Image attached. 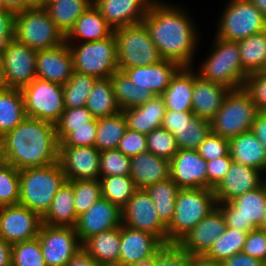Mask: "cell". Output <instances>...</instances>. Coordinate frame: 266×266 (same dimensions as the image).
<instances>
[{
    "instance_id": "6da1fadb",
    "label": "cell",
    "mask_w": 266,
    "mask_h": 266,
    "mask_svg": "<svg viewBox=\"0 0 266 266\" xmlns=\"http://www.w3.org/2000/svg\"><path fill=\"white\" fill-rule=\"evenodd\" d=\"M163 1L155 0L142 22L162 59L173 61L181 67H193L200 42L199 30L189 12Z\"/></svg>"
},
{
    "instance_id": "7a4b0ae2",
    "label": "cell",
    "mask_w": 266,
    "mask_h": 266,
    "mask_svg": "<svg viewBox=\"0 0 266 266\" xmlns=\"http://www.w3.org/2000/svg\"><path fill=\"white\" fill-rule=\"evenodd\" d=\"M55 124L26 117L0 138V159L19 171L58 162Z\"/></svg>"
},
{
    "instance_id": "3957f363",
    "label": "cell",
    "mask_w": 266,
    "mask_h": 266,
    "mask_svg": "<svg viewBox=\"0 0 266 266\" xmlns=\"http://www.w3.org/2000/svg\"><path fill=\"white\" fill-rule=\"evenodd\" d=\"M20 196L18 204L38 213L41 217L65 183L66 178L60 162L19 171Z\"/></svg>"
},
{
    "instance_id": "277c9868",
    "label": "cell",
    "mask_w": 266,
    "mask_h": 266,
    "mask_svg": "<svg viewBox=\"0 0 266 266\" xmlns=\"http://www.w3.org/2000/svg\"><path fill=\"white\" fill-rule=\"evenodd\" d=\"M215 208L217 202L213 189H180L175 200L173 219L167 226V245L177 244Z\"/></svg>"
},
{
    "instance_id": "5b68a950",
    "label": "cell",
    "mask_w": 266,
    "mask_h": 266,
    "mask_svg": "<svg viewBox=\"0 0 266 266\" xmlns=\"http://www.w3.org/2000/svg\"><path fill=\"white\" fill-rule=\"evenodd\" d=\"M213 42L209 57L203 61L197 74L231 90L243 88L247 75L242 67L238 42L216 36Z\"/></svg>"
},
{
    "instance_id": "8992f818",
    "label": "cell",
    "mask_w": 266,
    "mask_h": 266,
    "mask_svg": "<svg viewBox=\"0 0 266 266\" xmlns=\"http://www.w3.org/2000/svg\"><path fill=\"white\" fill-rule=\"evenodd\" d=\"M113 34L118 70L153 65L163 60L143 22L117 28Z\"/></svg>"
},
{
    "instance_id": "52a82bcc",
    "label": "cell",
    "mask_w": 266,
    "mask_h": 266,
    "mask_svg": "<svg viewBox=\"0 0 266 266\" xmlns=\"http://www.w3.org/2000/svg\"><path fill=\"white\" fill-rule=\"evenodd\" d=\"M14 38L34 51L55 48L66 36L44 8H30L15 14Z\"/></svg>"
},
{
    "instance_id": "ba28073f",
    "label": "cell",
    "mask_w": 266,
    "mask_h": 266,
    "mask_svg": "<svg viewBox=\"0 0 266 266\" xmlns=\"http://www.w3.org/2000/svg\"><path fill=\"white\" fill-rule=\"evenodd\" d=\"M259 110L243 89L230 90L222 106L210 121L211 132L226 139L251 131Z\"/></svg>"
},
{
    "instance_id": "9c48e42d",
    "label": "cell",
    "mask_w": 266,
    "mask_h": 266,
    "mask_svg": "<svg viewBox=\"0 0 266 266\" xmlns=\"http://www.w3.org/2000/svg\"><path fill=\"white\" fill-rule=\"evenodd\" d=\"M67 44L73 56V71L104 79L118 70L114 34L103 40Z\"/></svg>"
},
{
    "instance_id": "30bf717a",
    "label": "cell",
    "mask_w": 266,
    "mask_h": 266,
    "mask_svg": "<svg viewBox=\"0 0 266 266\" xmlns=\"http://www.w3.org/2000/svg\"><path fill=\"white\" fill-rule=\"evenodd\" d=\"M217 23L215 36L227 41L266 31V17L248 0H228Z\"/></svg>"
},
{
    "instance_id": "8fae6325",
    "label": "cell",
    "mask_w": 266,
    "mask_h": 266,
    "mask_svg": "<svg viewBox=\"0 0 266 266\" xmlns=\"http://www.w3.org/2000/svg\"><path fill=\"white\" fill-rule=\"evenodd\" d=\"M21 91L29 118L55 124L65 110L63 85L35 78Z\"/></svg>"
},
{
    "instance_id": "7c38bea8",
    "label": "cell",
    "mask_w": 266,
    "mask_h": 266,
    "mask_svg": "<svg viewBox=\"0 0 266 266\" xmlns=\"http://www.w3.org/2000/svg\"><path fill=\"white\" fill-rule=\"evenodd\" d=\"M226 227L250 232L258 228L266 208V192L264 187L253 189L237 196L226 203H218Z\"/></svg>"
},
{
    "instance_id": "4fadbf2b",
    "label": "cell",
    "mask_w": 266,
    "mask_h": 266,
    "mask_svg": "<svg viewBox=\"0 0 266 266\" xmlns=\"http://www.w3.org/2000/svg\"><path fill=\"white\" fill-rule=\"evenodd\" d=\"M37 51L10 40L0 51L3 87L22 89L36 78Z\"/></svg>"
},
{
    "instance_id": "5bb4252c",
    "label": "cell",
    "mask_w": 266,
    "mask_h": 266,
    "mask_svg": "<svg viewBox=\"0 0 266 266\" xmlns=\"http://www.w3.org/2000/svg\"><path fill=\"white\" fill-rule=\"evenodd\" d=\"M37 238L46 266H65L82 247L75 227L71 226H50L42 223Z\"/></svg>"
},
{
    "instance_id": "9a60e30c",
    "label": "cell",
    "mask_w": 266,
    "mask_h": 266,
    "mask_svg": "<svg viewBox=\"0 0 266 266\" xmlns=\"http://www.w3.org/2000/svg\"><path fill=\"white\" fill-rule=\"evenodd\" d=\"M122 225L151 233L167 245V226L160 220L146 189H137L122 208Z\"/></svg>"
},
{
    "instance_id": "2e32d148",
    "label": "cell",
    "mask_w": 266,
    "mask_h": 266,
    "mask_svg": "<svg viewBox=\"0 0 266 266\" xmlns=\"http://www.w3.org/2000/svg\"><path fill=\"white\" fill-rule=\"evenodd\" d=\"M42 217L22 205L0 207V237L9 244L37 238Z\"/></svg>"
},
{
    "instance_id": "e0dca14e",
    "label": "cell",
    "mask_w": 266,
    "mask_h": 266,
    "mask_svg": "<svg viewBox=\"0 0 266 266\" xmlns=\"http://www.w3.org/2000/svg\"><path fill=\"white\" fill-rule=\"evenodd\" d=\"M165 244L151 233L120 226L121 266H147Z\"/></svg>"
},
{
    "instance_id": "ac0fdd59",
    "label": "cell",
    "mask_w": 266,
    "mask_h": 266,
    "mask_svg": "<svg viewBox=\"0 0 266 266\" xmlns=\"http://www.w3.org/2000/svg\"><path fill=\"white\" fill-rule=\"evenodd\" d=\"M58 161L67 181L100 178V151L94 146L59 147Z\"/></svg>"
},
{
    "instance_id": "d6986e66",
    "label": "cell",
    "mask_w": 266,
    "mask_h": 266,
    "mask_svg": "<svg viewBox=\"0 0 266 266\" xmlns=\"http://www.w3.org/2000/svg\"><path fill=\"white\" fill-rule=\"evenodd\" d=\"M121 225L122 209L102 197L89 210L78 216L75 230L83 244L88 238Z\"/></svg>"
},
{
    "instance_id": "ffe728a7",
    "label": "cell",
    "mask_w": 266,
    "mask_h": 266,
    "mask_svg": "<svg viewBox=\"0 0 266 266\" xmlns=\"http://www.w3.org/2000/svg\"><path fill=\"white\" fill-rule=\"evenodd\" d=\"M170 177L180 189H207V162L197 150L179 149L170 161Z\"/></svg>"
},
{
    "instance_id": "44dd1931",
    "label": "cell",
    "mask_w": 266,
    "mask_h": 266,
    "mask_svg": "<svg viewBox=\"0 0 266 266\" xmlns=\"http://www.w3.org/2000/svg\"><path fill=\"white\" fill-rule=\"evenodd\" d=\"M226 228L222 212L215 208L189 231L177 245L191 255L205 254Z\"/></svg>"
},
{
    "instance_id": "7402d4cb",
    "label": "cell",
    "mask_w": 266,
    "mask_h": 266,
    "mask_svg": "<svg viewBox=\"0 0 266 266\" xmlns=\"http://www.w3.org/2000/svg\"><path fill=\"white\" fill-rule=\"evenodd\" d=\"M73 72V56L65 42L55 48L37 51L36 78L64 85Z\"/></svg>"
},
{
    "instance_id": "603a6c76",
    "label": "cell",
    "mask_w": 266,
    "mask_h": 266,
    "mask_svg": "<svg viewBox=\"0 0 266 266\" xmlns=\"http://www.w3.org/2000/svg\"><path fill=\"white\" fill-rule=\"evenodd\" d=\"M263 172L232 161L228 173L214 189L216 202L226 203L262 185Z\"/></svg>"
},
{
    "instance_id": "cb8c5ba5",
    "label": "cell",
    "mask_w": 266,
    "mask_h": 266,
    "mask_svg": "<svg viewBox=\"0 0 266 266\" xmlns=\"http://www.w3.org/2000/svg\"><path fill=\"white\" fill-rule=\"evenodd\" d=\"M155 0H93L102 17L115 30L141 23Z\"/></svg>"
},
{
    "instance_id": "d4e9b609",
    "label": "cell",
    "mask_w": 266,
    "mask_h": 266,
    "mask_svg": "<svg viewBox=\"0 0 266 266\" xmlns=\"http://www.w3.org/2000/svg\"><path fill=\"white\" fill-rule=\"evenodd\" d=\"M181 68L179 64L163 59L153 65L127 68L124 72L138 87L150 90L153 95H161Z\"/></svg>"
},
{
    "instance_id": "484cf974",
    "label": "cell",
    "mask_w": 266,
    "mask_h": 266,
    "mask_svg": "<svg viewBox=\"0 0 266 266\" xmlns=\"http://www.w3.org/2000/svg\"><path fill=\"white\" fill-rule=\"evenodd\" d=\"M231 89L201 78L195 69L192 110L195 116L211 121Z\"/></svg>"
},
{
    "instance_id": "4316f807",
    "label": "cell",
    "mask_w": 266,
    "mask_h": 266,
    "mask_svg": "<svg viewBox=\"0 0 266 266\" xmlns=\"http://www.w3.org/2000/svg\"><path fill=\"white\" fill-rule=\"evenodd\" d=\"M170 161L149 151L131 157L130 177L137 189H146L170 177Z\"/></svg>"
},
{
    "instance_id": "83f0119b",
    "label": "cell",
    "mask_w": 266,
    "mask_h": 266,
    "mask_svg": "<svg viewBox=\"0 0 266 266\" xmlns=\"http://www.w3.org/2000/svg\"><path fill=\"white\" fill-rule=\"evenodd\" d=\"M166 107L161 95H154L145 104L122 110L127 128L142 134H149L162 127Z\"/></svg>"
},
{
    "instance_id": "f1b7e54d",
    "label": "cell",
    "mask_w": 266,
    "mask_h": 266,
    "mask_svg": "<svg viewBox=\"0 0 266 266\" xmlns=\"http://www.w3.org/2000/svg\"><path fill=\"white\" fill-rule=\"evenodd\" d=\"M114 29L102 17L100 11L92 4L77 19L74 27L66 35V43L90 42L110 37Z\"/></svg>"
},
{
    "instance_id": "f546056e",
    "label": "cell",
    "mask_w": 266,
    "mask_h": 266,
    "mask_svg": "<svg viewBox=\"0 0 266 266\" xmlns=\"http://www.w3.org/2000/svg\"><path fill=\"white\" fill-rule=\"evenodd\" d=\"M229 148L234 162L266 174V150L252 131L230 138Z\"/></svg>"
},
{
    "instance_id": "4dcf8cb0",
    "label": "cell",
    "mask_w": 266,
    "mask_h": 266,
    "mask_svg": "<svg viewBox=\"0 0 266 266\" xmlns=\"http://www.w3.org/2000/svg\"><path fill=\"white\" fill-rule=\"evenodd\" d=\"M194 67H182L161 94L166 110L193 111Z\"/></svg>"
},
{
    "instance_id": "1f68e13d",
    "label": "cell",
    "mask_w": 266,
    "mask_h": 266,
    "mask_svg": "<svg viewBox=\"0 0 266 266\" xmlns=\"http://www.w3.org/2000/svg\"><path fill=\"white\" fill-rule=\"evenodd\" d=\"M82 248L104 266L119 265L120 227L107 230L88 238Z\"/></svg>"
},
{
    "instance_id": "d6a6232c",
    "label": "cell",
    "mask_w": 266,
    "mask_h": 266,
    "mask_svg": "<svg viewBox=\"0 0 266 266\" xmlns=\"http://www.w3.org/2000/svg\"><path fill=\"white\" fill-rule=\"evenodd\" d=\"M78 216L74 207L73 185L70 181L60 187L54 196L50 208L42 216V223L50 226L75 227Z\"/></svg>"
},
{
    "instance_id": "836d02e7",
    "label": "cell",
    "mask_w": 266,
    "mask_h": 266,
    "mask_svg": "<svg viewBox=\"0 0 266 266\" xmlns=\"http://www.w3.org/2000/svg\"><path fill=\"white\" fill-rule=\"evenodd\" d=\"M27 117L21 89L0 88V138Z\"/></svg>"
},
{
    "instance_id": "e575fe53",
    "label": "cell",
    "mask_w": 266,
    "mask_h": 266,
    "mask_svg": "<svg viewBox=\"0 0 266 266\" xmlns=\"http://www.w3.org/2000/svg\"><path fill=\"white\" fill-rule=\"evenodd\" d=\"M92 4L93 0H51L44 9L54 24L66 36L81 14Z\"/></svg>"
},
{
    "instance_id": "d590c367",
    "label": "cell",
    "mask_w": 266,
    "mask_h": 266,
    "mask_svg": "<svg viewBox=\"0 0 266 266\" xmlns=\"http://www.w3.org/2000/svg\"><path fill=\"white\" fill-rule=\"evenodd\" d=\"M110 80L121 111L143 105L154 96L150 90L135 85L124 71L117 70Z\"/></svg>"
},
{
    "instance_id": "8d00e7d4",
    "label": "cell",
    "mask_w": 266,
    "mask_h": 266,
    "mask_svg": "<svg viewBox=\"0 0 266 266\" xmlns=\"http://www.w3.org/2000/svg\"><path fill=\"white\" fill-rule=\"evenodd\" d=\"M242 67L248 76L266 71V31L238 41Z\"/></svg>"
},
{
    "instance_id": "74e56055",
    "label": "cell",
    "mask_w": 266,
    "mask_h": 266,
    "mask_svg": "<svg viewBox=\"0 0 266 266\" xmlns=\"http://www.w3.org/2000/svg\"><path fill=\"white\" fill-rule=\"evenodd\" d=\"M86 108L94 119L119 113L110 78L97 79L88 95Z\"/></svg>"
},
{
    "instance_id": "f35d334b",
    "label": "cell",
    "mask_w": 266,
    "mask_h": 266,
    "mask_svg": "<svg viewBox=\"0 0 266 266\" xmlns=\"http://www.w3.org/2000/svg\"><path fill=\"white\" fill-rule=\"evenodd\" d=\"M180 188L171 177L146 188L155 206L160 220L168 226L173 219L175 200Z\"/></svg>"
},
{
    "instance_id": "ab89813d",
    "label": "cell",
    "mask_w": 266,
    "mask_h": 266,
    "mask_svg": "<svg viewBox=\"0 0 266 266\" xmlns=\"http://www.w3.org/2000/svg\"><path fill=\"white\" fill-rule=\"evenodd\" d=\"M127 129L122 111L111 116L97 119V132L94 147L98 151L117 149Z\"/></svg>"
},
{
    "instance_id": "60d3db41",
    "label": "cell",
    "mask_w": 266,
    "mask_h": 266,
    "mask_svg": "<svg viewBox=\"0 0 266 266\" xmlns=\"http://www.w3.org/2000/svg\"><path fill=\"white\" fill-rule=\"evenodd\" d=\"M248 232L226 227L224 233L216 239L204 254L211 260L221 263L243 250Z\"/></svg>"
},
{
    "instance_id": "b9f144b4",
    "label": "cell",
    "mask_w": 266,
    "mask_h": 266,
    "mask_svg": "<svg viewBox=\"0 0 266 266\" xmlns=\"http://www.w3.org/2000/svg\"><path fill=\"white\" fill-rule=\"evenodd\" d=\"M211 132L210 121L198 116H193L172 133L179 149L197 150L203 140Z\"/></svg>"
},
{
    "instance_id": "7bdbcfd3",
    "label": "cell",
    "mask_w": 266,
    "mask_h": 266,
    "mask_svg": "<svg viewBox=\"0 0 266 266\" xmlns=\"http://www.w3.org/2000/svg\"><path fill=\"white\" fill-rule=\"evenodd\" d=\"M96 80L97 78L93 76L73 71L69 80L63 85L64 107L86 106L88 95Z\"/></svg>"
},
{
    "instance_id": "ee69618b",
    "label": "cell",
    "mask_w": 266,
    "mask_h": 266,
    "mask_svg": "<svg viewBox=\"0 0 266 266\" xmlns=\"http://www.w3.org/2000/svg\"><path fill=\"white\" fill-rule=\"evenodd\" d=\"M99 181L102 197L121 209L137 190L130 176H107L99 178Z\"/></svg>"
},
{
    "instance_id": "f6af8a7d",
    "label": "cell",
    "mask_w": 266,
    "mask_h": 266,
    "mask_svg": "<svg viewBox=\"0 0 266 266\" xmlns=\"http://www.w3.org/2000/svg\"><path fill=\"white\" fill-rule=\"evenodd\" d=\"M59 147L94 146L97 132V119L88 122V126L55 127Z\"/></svg>"
},
{
    "instance_id": "bcb514c9",
    "label": "cell",
    "mask_w": 266,
    "mask_h": 266,
    "mask_svg": "<svg viewBox=\"0 0 266 266\" xmlns=\"http://www.w3.org/2000/svg\"><path fill=\"white\" fill-rule=\"evenodd\" d=\"M19 196V170L0 159V207L17 205Z\"/></svg>"
},
{
    "instance_id": "7dc6e473",
    "label": "cell",
    "mask_w": 266,
    "mask_h": 266,
    "mask_svg": "<svg viewBox=\"0 0 266 266\" xmlns=\"http://www.w3.org/2000/svg\"><path fill=\"white\" fill-rule=\"evenodd\" d=\"M73 185L74 207L77 216L89 210L102 198L99 180H74Z\"/></svg>"
},
{
    "instance_id": "c3c4849f",
    "label": "cell",
    "mask_w": 266,
    "mask_h": 266,
    "mask_svg": "<svg viewBox=\"0 0 266 266\" xmlns=\"http://www.w3.org/2000/svg\"><path fill=\"white\" fill-rule=\"evenodd\" d=\"M12 246V266H46L38 238L14 243Z\"/></svg>"
},
{
    "instance_id": "681fc988",
    "label": "cell",
    "mask_w": 266,
    "mask_h": 266,
    "mask_svg": "<svg viewBox=\"0 0 266 266\" xmlns=\"http://www.w3.org/2000/svg\"><path fill=\"white\" fill-rule=\"evenodd\" d=\"M146 137L148 151L160 158L171 161L179 150L175 137L163 127L154 129Z\"/></svg>"
},
{
    "instance_id": "f907efd6",
    "label": "cell",
    "mask_w": 266,
    "mask_h": 266,
    "mask_svg": "<svg viewBox=\"0 0 266 266\" xmlns=\"http://www.w3.org/2000/svg\"><path fill=\"white\" fill-rule=\"evenodd\" d=\"M100 178L107 176H130L131 157L118 149L100 152Z\"/></svg>"
},
{
    "instance_id": "816d5d0a",
    "label": "cell",
    "mask_w": 266,
    "mask_h": 266,
    "mask_svg": "<svg viewBox=\"0 0 266 266\" xmlns=\"http://www.w3.org/2000/svg\"><path fill=\"white\" fill-rule=\"evenodd\" d=\"M147 266H190V254L177 244L164 245Z\"/></svg>"
},
{
    "instance_id": "f5cc1de1",
    "label": "cell",
    "mask_w": 266,
    "mask_h": 266,
    "mask_svg": "<svg viewBox=\"0 0 266 266\" xmlns=\"http://www.w3.org/2000/svg\"><path fill=\"white\" fill-rule=\"evenodd\" d=\"M197 152L206 162L230 156L229 139L210 132L197 148Z\"/></svg>"
},
{
    "instance_id": "db71d44e",
    "label": "cell",
    "mask_w": 266,
    "mask_h": 266,
    "mask_svg": "<svg viewBox=\"0 0 266 266\" xmlns=\"http://www.w3.org/2000/svg\"><path fill=\"white\" fill-rule=\"evenodd\" d=\"M243 89L250 95L259 112H266V71L248 75Z\"/></svg>"
},
{
    "instance_id": "11a10c76",
    "label": "cell",
    "mask_w": 266,
    "mask_h": 266,
    "mask_svg": "<svg viewBox=\"0 0 266 266\" xmlns=\"http://www.w3.org/2000/svg\"><path fill=\"white\" fill-rule=\"evenodd\" d=\"M125 156L133 157L148 151L147 137L145 134L126 129L124 136L117 147Z\"/></svg>"
},
{
    "instance_id": "9f6ffc18",
    "label": "cell",
    "mask_w": 266,
    "mask_h": 266,
    "mask_svg": "<svg viewBox=\"0 0 266 266\" xmlns=\"http://www.w3.org/2000/svg\"><path fill=\"white\" fill-rule=\"evenodd\" d=\"M243 253L261 260L266 261V231L256 228L248 232Z\"/></svg>"
},
{
    "instance_id": "6f0895ef",
    "label": "cell",
    "mask_w": 266,
    "mask_h": 266,
    "mask_svg": "<svg viewBox=\"0 0 266 266\" xmlns=\"http://www.w3.org/2000/svg\"><path fill=\"white\" fill-rule=\"evenodd\" d=\"M93 119L91 112L86 106L78 108H65L55 127H80L88 126V122Z\"/></svg>"
},
{
    "instance_id": "680465c9",
    "label": "cell",
    "mask_w": 266,
    "mask_h": 266,
    "mask_svg": "<svg viewBox=\"0 0 266 266\" xmlns=\"http://www.w3.org/2000/svg\"><path fill=\"white\" fill-rule=\"evenodd\" d=\"M231 156H224L207 162V189H215L228 173Z\"/></svg>"
},
{
    "instance_id": "91938a15",
    "label": "cell",
    "mask_w": 266,
    "mask_h": 266,
    "mask_svg": "<svg viewBox=\"0 0 266 266\" xmlns=\"http://www.w3.org/2000/svg\"><path fill=\"white\" fill-rule=\"evenodd\" d=\"M15 14L0 7V51L14 38Z\"/></svg>"
},
{
    "instance_id": "94428289",
    "label": "cell",
    "mask_w": 266,
    "mask_h": 266,
    "mask_svg": "<svg viewBox=\"0 0 266 266\" xmlns=\"http://www.w3.org/2000/svg\"><path fill=\"white\" fill-rule=\"evenodd\" d=\"M194 116L193 111H171L166 110L162 122V127L171 134L177 127L182 126Z\"/></svg>"
},
{
    "instance_id": "6125c7cd",
    "label": "cell",
    "mask_w": 266,
    "mask_h": 266,
    "mask_svg": "<svg viewBox=\"0 0 266 266\" xmlns=\"http://www.w3.org/2000/svg\"><path fill=\"white\" fill-rule=\"evenodd\" d=\"M220 264L221 266H263L264 262L240 252L223 260Z\"/></svg>"
},
{
    "instance_id": "be15d7a7",
    "label": "cell",
    "mask_w": 266,
    "mask_h": 266,
    "mask_svg": "<svg viewBox=\"0 0 266 266\" xmlns=\"http://www.w3.org/2000/svg\"><path fill=\"white\" fill-rule=\"evenodd\" d=\"M65 266H104L93 259L82 247L72 256Z\"/></svg>"
},
{
    "instance_id": "e7e4bbea",
    "label": "cell",
    "mask_w": 266,
    "mask_h": 266,
    "mask_svg": "<svg viewBox=\"0 0 266 266\" xmlns=\"http://www.w3.org/2000/svg\"><path fill=\"white\" fill-rule=\"evenodd\" d=\"M251 131L266 150V112H259L251 126Z\"/></svg>"
},
{
    "instance_id": "03108f58",
    "label": "cell",
    "mask_w": 266,
    "mask_h": 266,
    "mask_svg": "<svg viewBox=\"0 0 266 266\" xmlns=\"http://www.w3.org/2000/svg\"><path fill=\"white\" fill-rule=\"evenodd\" d=\"M3 10H8L14 14L30 9L28 0H0Z\"/></svg>"
},
{
    "instance_id": "003e7915",
    "label": "cell",
    "mask_w": 266,
    "mask_h": 266,
    "mask_svg": "<svg viewBox=\"0 0 266 266\" xmlns=\"http://www.w3.org/2000/svg\"><path fill=\"white\" fill-rule=\"evenodd\" d=\"M12 246L0 237V266H11Z\"/></svg>"
},
{
    "instance_id": "a7ac6f4b",
    "label": "cell",
    "mask_w": 266,
    "mask_h": 266,
    "mask_svg": "<svg viewBox=\"0 0 266 266\" xmlns=\"http://www.w3.org/2000/svg\"><path fill=\"white\" fill-rule=\"evenodd\" d=\"M190 266H221L219 262L211 260L207 256L200 255H191L190 254Z\"/></svg>"
},
{
    "instance_id": "89a4df30",
    "label": "cell",
    "mask_w": 266,
    "mask_h": 266,
    "mask_svg": "<svg viewBox=\"0 0 266 266\" xmlns=\"http://www.w3.org/2000/svg\"><path fill=\"white\" fill-rule=\"evenodd\" d=\"M254 4L260 12L266 17V0H248Z\"/></svg>"
},
{
    "instance_id": "2644e50d",
    "label": "cell",
    "mask_w": 266,
    "mask_h": 266,
    "mask_svg": "<svg viewBox=\"0 0 266 266\" xmlns=\"http://www.w3.org/2000/svg\"><path fill=\"white\" fill-rule=\"evenodd\" d=\"M31 8H44L46 6V0H28Z\"/></svg>"
},
{
    "instance_id": "8c879c8a",
    "label": "cell",
    "mask_w": 266,
    "mask_h": 266,
    "mask_svg": "<svg viewBox=\"0 0 266 266\" xmlns=\"http://www.w3.org/2000/svg\"><path fill=\"white\" fill-rule=\"evenodd\" d=\"M258 228L266 231V208H265V213L263 214L262 221L260 222Z\"/></svg>"
},
{
    "instance_id": "753ad0ef",
    "label": "cell",
    "mask_w": 266,
    "mask_h": 266,
    "mask_svg": "<svg viewBox=\"0 0 266 266\" xmlns=\"http://www.w3.org/2000/svg\"><path fill=\"white\" fill-rule=\"evenodd\" d=\"M262 186L264 187L265 189V192H266V175L263 176V180H262Z\"/></svg>"
},
{
    "instance_id": "34e18365",
    "label": "cell",
    "mask_w": 266,
    "mask_h": 266,
    "mask_svg": "<svg viewBox=\"0 0 266 266\" xmlns=\"http://www.w3.org/2000/svg\"><path fill=\"white\" fill-rule=\"evenodd\" d=\"M1 87H3V83H2L1 60H0V88Z\"/></svg>"
}]
</instances>
